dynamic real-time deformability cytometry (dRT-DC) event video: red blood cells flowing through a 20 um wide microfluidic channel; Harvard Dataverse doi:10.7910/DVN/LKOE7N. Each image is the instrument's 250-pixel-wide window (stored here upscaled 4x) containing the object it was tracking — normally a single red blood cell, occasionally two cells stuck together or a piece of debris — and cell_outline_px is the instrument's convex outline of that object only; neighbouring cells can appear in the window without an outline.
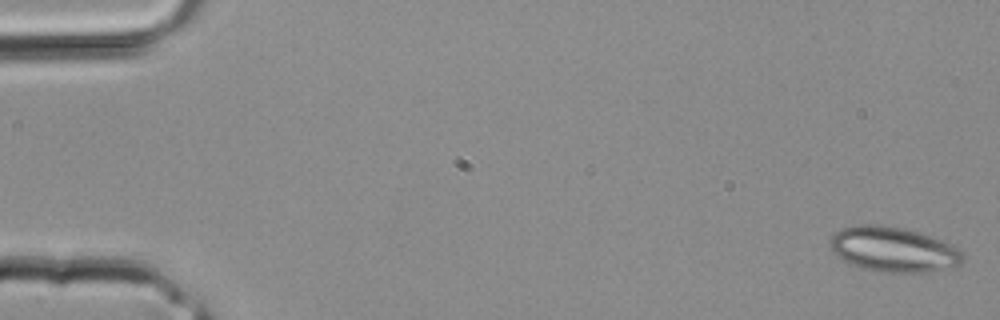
{"species": "common noctule bat (a hibernating species)", "species_latin": "Nyctalus noctula", "temperature_condition": "room temperature", "stored_images_in_passage": 3, "camera_frame_rate_fps": 3000, "um_per_image_px": 0.085, "animal": {"sex": "male", "body_mass_g": 20.4}, "frame": {"image": 1, "passage_image": 1, "time_ms": 0.0, "image_size_px": [1000, 320], "cell_outline_px": [[964, 260], [960, 264], [924, 272], [880, 272], [864, 268], [852, 264], [836, 256], [832, 252], [828, 240], [840, 228], [856, 224], [876, 224], [900, 228], [916, 232], [944, 240], [956, 248], [964, 256]], "centroid_in_image_um": [75.87, 21.18], "position_along_channel_um": 9.1, "area_um2": 34.51}}